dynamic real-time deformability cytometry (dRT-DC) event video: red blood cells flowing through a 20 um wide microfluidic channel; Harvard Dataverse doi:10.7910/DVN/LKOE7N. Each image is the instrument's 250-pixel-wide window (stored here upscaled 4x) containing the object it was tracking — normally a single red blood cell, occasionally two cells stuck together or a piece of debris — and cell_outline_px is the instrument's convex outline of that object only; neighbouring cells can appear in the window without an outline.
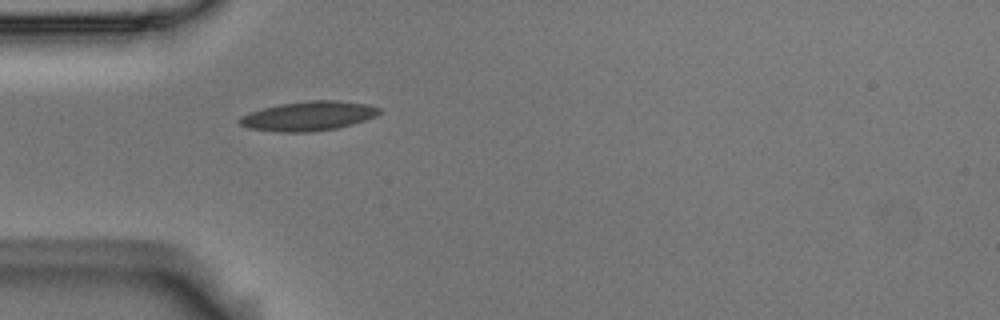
{"species": "Egyptian fruit bat (a non-hibernating species)", "species_latin": "Rousettus aegyptiacus", "temperature_condition": "room temperature", "stored_images_in_passage": 33, "camera_frame_rate_fps": 3000, "um_per_image_px": 0.085, "animal": {"sex": "male"}, "frame": {"image": 1, "passage_image": 2, "time_ms": 0.333, "image_size_px": [1000, 320], "cell_outline_px": [[380, 112], [376, 116], [352, 124], [336, 128], [308, 132], [280, 132], [248, 128], [240, 124], [236, 120], [240, 116], [264, 108], [280, 104], [308, 100], [340, 100], [364, 104], [380, 108]], "centroid_in_image_um": [26.19, 9.86], "position_along_channel_um": 58.8, "area_um2": 23.76}}
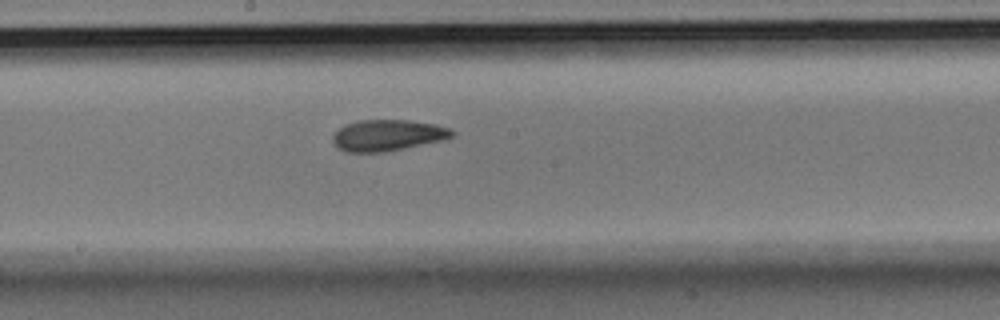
{"frame": {"image": 2, "passage_image": 15, "time_ms": 4.667, "image_size_px": [1000, 320], "cell_outline_px": [[452, 136], [440, 140], [404, 148], [384, 152], [344, 152], [332, 140], [332, 136], [344, 124], [360, 120], [408, 120], [436, 124], [448, 128], [452, 132]], "centroid_in_image_um": [32.9, 11.49], "position_along_channel_um": 215.3, "area_um2": 21.33}}
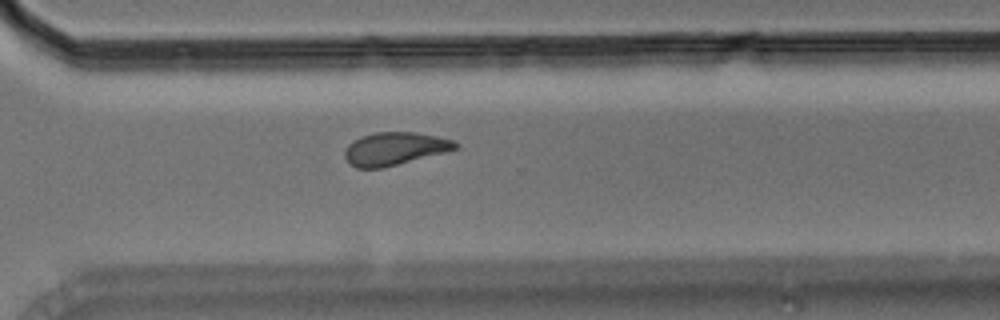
{"frame": {"image": 3, "passage_image": 25, "time_ms": 8.0, "image_size_px": [1000, 320], "cell_outline_px": [[460, 144], [456, 148], [444, 152], [384, 168], [356, 168], [348, 164], [344, 156], [344, 152], [348, 144], [352, 140], [360, 136], [376, 132], [416, 132], [436, 136], [452, 140]], "centroid_in_image_um": [33.48, 12.64], "position_along_channel_um": 337.1, "area_um2": 21.27}, "authors_computed_cell_mechanics": {"area_um2": 21.3282, "velocity_mm_per_s": 3.6638, "shape_relaxation_time_tau1_ms": 7.9579, "shape_relaxation_time_tau2_ms": 3.7137, "deformation_change_tau1": 0.165, "deformation_change_tau2": 0.0907}}